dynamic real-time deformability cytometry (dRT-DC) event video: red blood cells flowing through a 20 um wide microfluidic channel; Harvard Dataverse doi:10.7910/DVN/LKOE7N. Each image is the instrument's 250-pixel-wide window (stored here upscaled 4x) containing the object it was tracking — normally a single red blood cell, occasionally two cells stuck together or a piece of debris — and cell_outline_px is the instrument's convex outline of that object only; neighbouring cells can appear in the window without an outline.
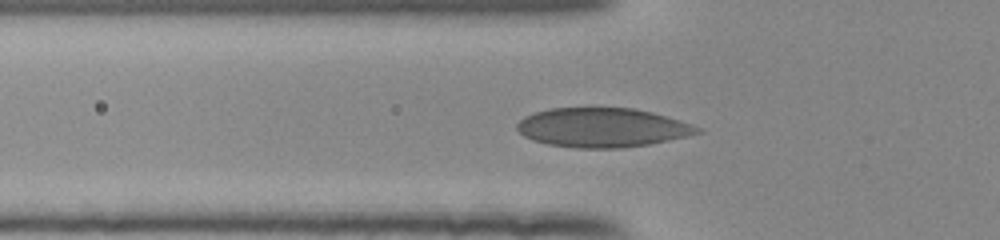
{"species": "human", "species_latin": "Homo sapiens", "temperature_condition": "room temperature", "stored_images_in_passage": 53, "segment_of_instrument_passage": [1, 2], "camera_frame_rate_fps": 3000, "um_per_image_px": 0.085, "donor": {"sex": "female"}, "frame": {"image": 1, "passage_image": 18, "time_ms": 5.667, "image_size_px": [1000, 240], "cell_outline_px": [[704, 132], [688, 136], [648, 144], [620, 148], [576, 148], [548, 144], [532, 140], [524, 136], [516, 128], [516, 124], [524, 116], [548, 108], [632, 108], [652, 112], [680, 120], [692, 124], [700, 128]], "centroid_in_image_um": [51.19, 10.84], "position_along_channel_um": 74.6, "area_um2": 41.21}}
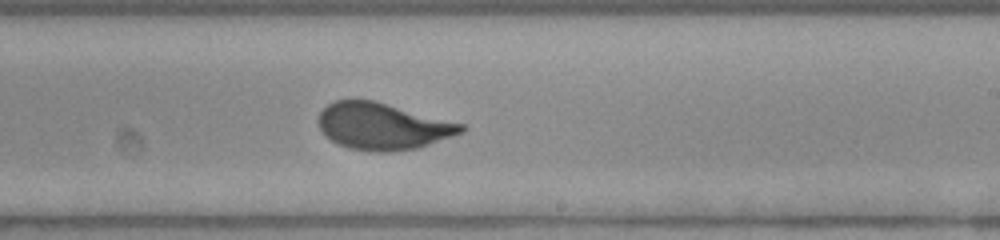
{"frame": {"image": 2, "passage_image": 32, "time_ms": 10.333, "image_size_px": [1000, 240], "cell_outline_px": [[468, 128], [464, 132], [420, 148], [392, 152], [372, 152], [348, 148], [336, 144], [324, 136], [320, 128], [320, 112], [328, 104], [336, 100], [376, 100], [464, 124]], "centroid_in_image_um": [32.56, 10.75], "position_along_channel_um": 256.4, "area_um2": 39.3}}
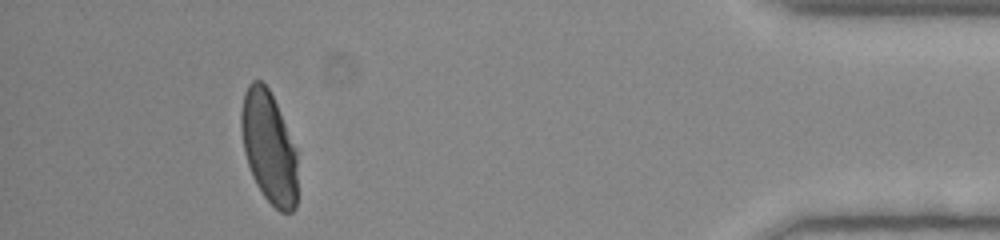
{"frame": {"image": 3, "passage_image": 48, "time_ms": 15.667, "image_size_px": [1000, 240], "cell_outline_px": [[296, 208], [292, 212], [280, 212], [264, 196], [256, 184], [252, 176], [244, 152], [240, 128], [240, 112], [244, 92], [248, 84], [252, 80], [260, 80], [268, 88], [276, 104], [296, 148]], "centroid_in_image_um": [22.83, 12.51], "position_along_channel_um": 412.4, "area_um2": 36.65}}